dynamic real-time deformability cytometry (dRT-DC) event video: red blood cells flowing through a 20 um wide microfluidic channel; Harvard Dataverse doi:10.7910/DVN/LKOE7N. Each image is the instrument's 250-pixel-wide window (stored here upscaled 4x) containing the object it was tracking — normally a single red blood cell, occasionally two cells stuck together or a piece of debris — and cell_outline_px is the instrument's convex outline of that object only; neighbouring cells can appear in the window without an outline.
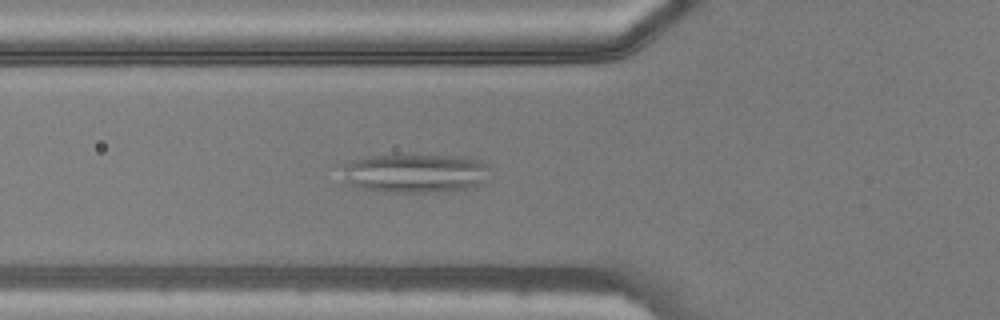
{"species": "common noctule bat (a hibernating species)", "species_latin": "Nyctalus noctula", "temperature_condition": "warm", "stored_images_in_passage": 48, "camera_frame_rate_fps": 3000, "um_per_image_px": 0.085, "animal": {"sex": "male", "body_mass_g": 20.5, "forearm_length_mm": 52.5}, "frame": {"image": 1, "passage_image": 18, "time_ms": 5.667, "image_size_px": [1000, 320], "cell_outline_px": [[488, 168], [484, 180], [476, 188], [436, 192], [388, 192], [360, 188], [348, 184], [344, 168], [344, 164], [352, 160], [368, 156], [400, 152], [468, 156], [480, 160], [488, 164]], "centroid_in_image_um": [35.33, 14.67], "position_along_channel_um": 90.5, "area_um2": 34.85}}
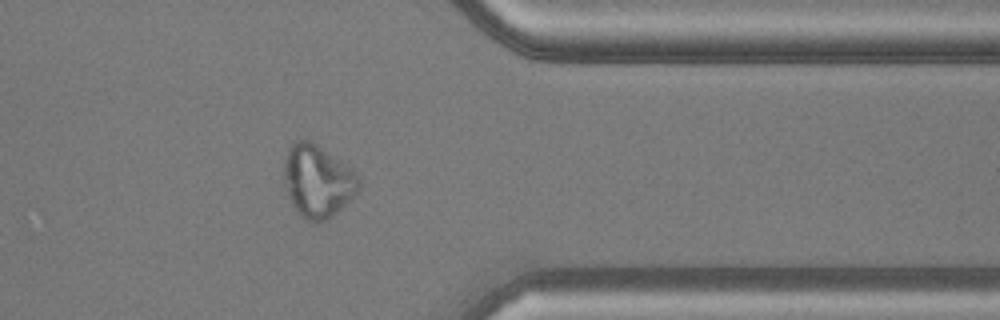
{"frame": {"image": 2, "passage_image": 39, "time_ms": 12.667, "image_size_px": [1000, 320], "cell_outline_px": [[360, 184], [356, 192], [332, 216], [316, 224], [304, 220], [296, 212], [284, 188], [284, 160], [288, 148], [296, 140], [308, 140], [316, 144], [352, 168], [360, 180]], "centroid_in_image_um": [26.95, 15.41], "position_along_channel_um": 384.4, "area_um2": 31.56}}
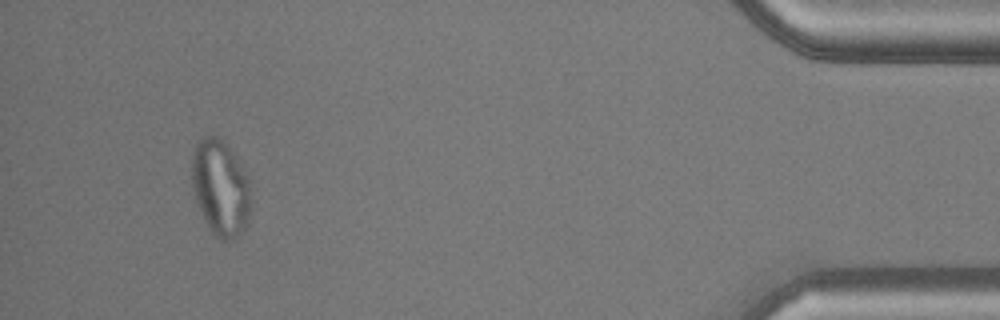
{"frame": {"image": 3, "passage_image": 45, "time_ms": 14.667, "image_size_px": [1000, 320], "cell_outline_px": [[252, 200], [244, 232], [232, 240], [216, 240], [208, 228], [196, 204], [192, 188], [192, 156], [196, 144], [200, 136], [220, 136], [228, 144], [248, 176]], "centroid_in_image_um": [18.74, 15.98], "position_along_channel_um": 416.5, "area_um2": 33.93}}